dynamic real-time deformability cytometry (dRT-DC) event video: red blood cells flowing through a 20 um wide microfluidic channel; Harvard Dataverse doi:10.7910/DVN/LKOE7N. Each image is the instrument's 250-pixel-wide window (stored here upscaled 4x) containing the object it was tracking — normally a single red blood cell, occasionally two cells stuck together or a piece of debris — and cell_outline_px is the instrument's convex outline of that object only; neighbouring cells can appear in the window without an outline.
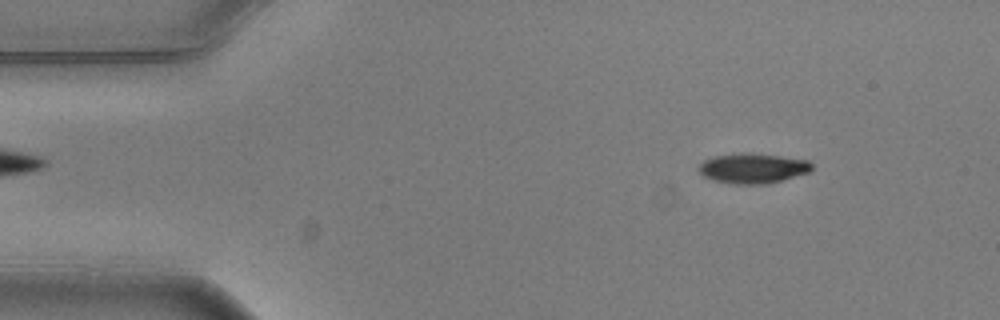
{"species": "common noctule bat (a hibernating species)", "species_latin": "Nyctalus noctula", "temperature_condition": "warm", "stored_images_in_passage": 9, "camera_frame_rate_fps": 3000, "um_per_image_px": 0.085, "animal": {"sex": "male", "body_mass_g": 20.5, "forearm_length_mm": 52.5}, "frame": {"image": 1, "passage_image": 1, "time_ms": 0.0, "image_size_px": [1000, 320], "cell_outline_px": [[812, 168], [808, 172], [768, 184], [732, 184], [712, 180], [704, 176], [696, 168], [704, 160], [716, 156], [744, 152], [748, 152], [780, 156], [808, 160], [812, 164]], "centroid_in_image_um": [63.96, 14.3], "position_along_channel_um": 21.0, "area_um2": 19.77}}
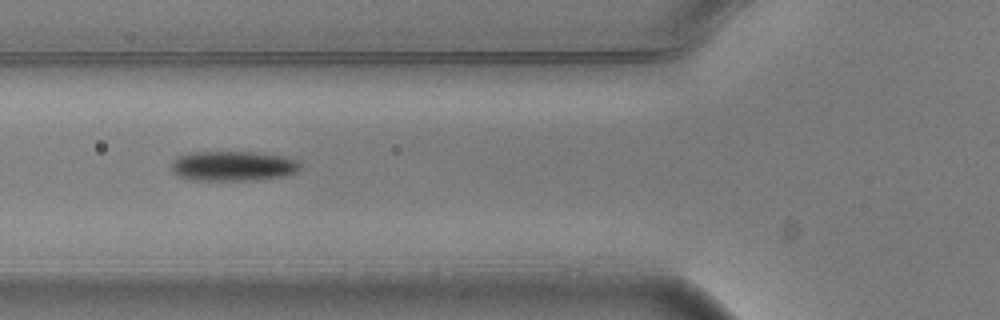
{"frame": {"image": 2, "passage_image": 5, "time_ms": 1.333, "image_size_px": [1000, 320], "cell_outline_px": [[300, 168], [296, 172], [284, 176], [252, 180], [192, 180], [176, 176], [172, 172], [172, 160], [180, 156], [192, 152], [252, 152], [280, 156], [296, 160], [300, 164]], "centroid_in_image_um": [19.76, 14.12], "position_along_channel_um": 106.0, "area_um2": 22.31}}
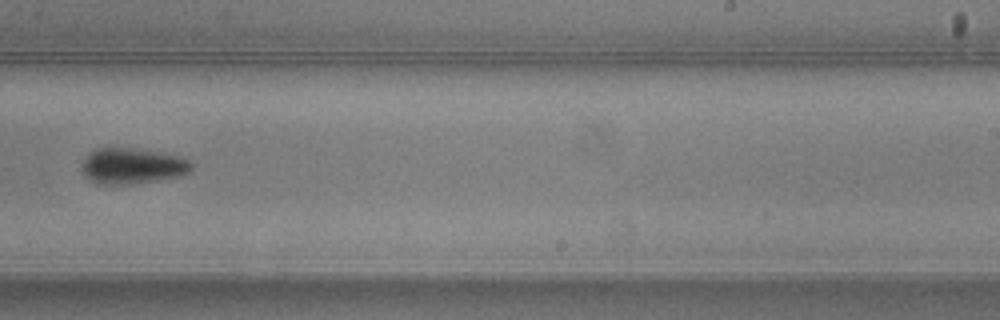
{"frame": {"image": 3, "passage_image": 9, "time_ms": 2.667, "image_size_px": [1000, 320], "cell_outline_px": [[192, 168], [188, 172], [180, 176], [132, 184], [96, 184], [88, 180], [84, 176], [84, 160], [88, 152], [104, 144], [164, 152], [184, 156], [192, 164]], "centroid_in_image_um": [11.22, 14.06], "position_along_channel_um": 277.8, "area_um2": 23.64}}